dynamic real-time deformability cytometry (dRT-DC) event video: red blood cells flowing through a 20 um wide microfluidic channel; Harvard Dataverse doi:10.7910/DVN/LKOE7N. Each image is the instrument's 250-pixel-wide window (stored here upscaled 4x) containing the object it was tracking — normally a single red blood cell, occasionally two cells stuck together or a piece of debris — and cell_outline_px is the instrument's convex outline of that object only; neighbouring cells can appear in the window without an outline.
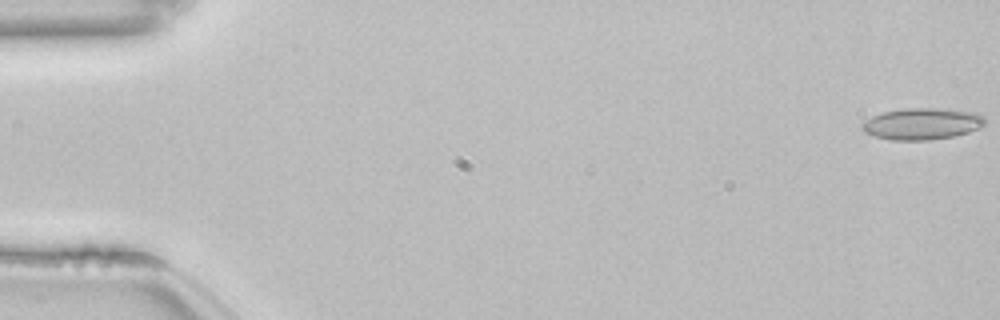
{"species": "common noctule bat (a hibernating species)", "species_latin": "Nyctalus noctula", "temperature_condition": "room temperature", "stored_images_in_passage": 54, "camera_frame_rate_fps": 3000, "um_per_image_px": 0.085, "animal": {"sex": "female", "body_mass_g": 22.7, "forearm_length_mm": 54.2}, "frame": {"image": 1, "passage_image": 1, "time_ms": 0.0, "image_size_px": [1000, 320], "cell_outline_px": [[984, 124], [980, 128], [956, 136], [928, 140], [888, 140], [864, 132], [860, 128], [860, 124], [864, 120], [872, 116], [884, 112], [900, 108], [940, 108], [976, 112], [984, 116]], "centroid_in_image_um": [78.35, 10.52], "position_along_channel_um": 6.6, "area_um2": 22.89}}
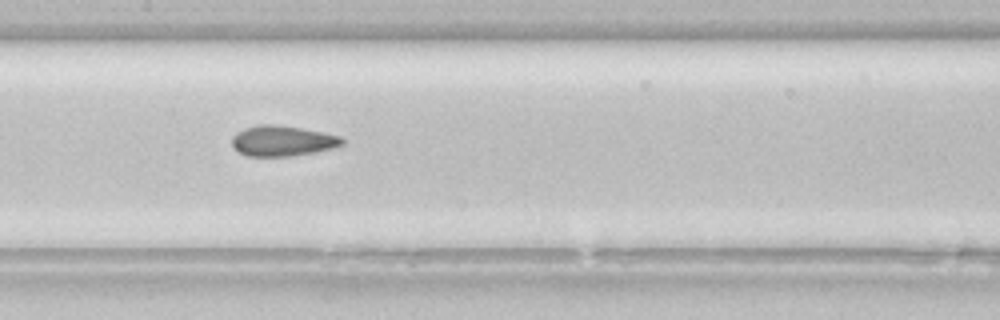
{"frame": {"image": 2, "passage_image": 27, "time_ms": 8.667, "image_size_px": [1000, 320], "cell_outline_px": [[344, 144], [336, 148], [292, 156], [248, 156], [240, 152], [232, 144], [232, 136], [236, 132], [244, 128], [260, 124], [276, 124], [324, 132], [340, 136], [344, 140]], "centroid_in_image_um": [24.04, 11.97], "position_along_channel_um": 183.4, "area_um2": 19.65}}
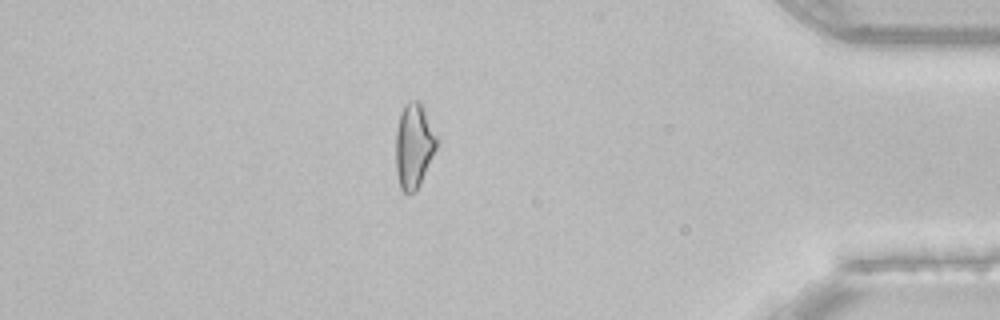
{"frame": {"image": 3, "passage_image": 47, "time_ms": 15.333, "image_size_px": [1000, 320], "cell_outline_px": [[440, 140], [420, 184], [416, 192], [404, 192], [400, 188], [396, 172], [396, 128], [400, 112], [404, 104], [408, 100], [416, 100], [420, 104]], "centroid_in_image_um": [35.17, 12.39], "position_along_channel_um": 400.0, "area_um2": 20.29}, "authors_computed_cell_mechanics": {"area_um2": 20.5479, "velocity_mm_per_s": 3.8469, "shape_relaxation_time_tau1_ms": null, "shape_relaxation_time_tau2_ms": 3.801, "deformation_change_tau1": null, "deformation_change_tau2": 0.0912}}